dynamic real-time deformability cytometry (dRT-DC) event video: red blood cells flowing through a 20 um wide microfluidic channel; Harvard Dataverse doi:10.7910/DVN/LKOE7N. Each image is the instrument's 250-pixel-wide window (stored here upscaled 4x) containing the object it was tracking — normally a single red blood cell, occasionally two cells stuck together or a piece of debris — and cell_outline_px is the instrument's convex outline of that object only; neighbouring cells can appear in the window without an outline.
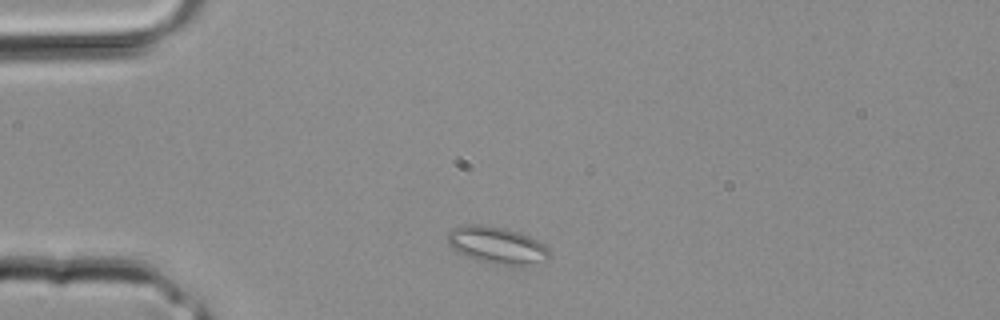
{"species": "common noctule bat (a hibernating species)", "species_latin": "Nyctalus noctula", "temperature_condition": "room temperature", "stored_images_in_passage": 1, "camera_frame_rate_fps": 3000, "um_per_image_px": 0.085, "animal": {"sex": "male", "body_mass_g": 20.4}, "frame": {"image": 1, "passage_image": 1, "time_ms": 0.0, "image_size_px": [1000, 320], "cell_outline_px": [[548, 260], [516, 268], [512, 268], [480, 260], [456, 252], [448, 244], [448, 232], [452, 228], [464, 224], [480, 224], [504, 228], [520, 232], [544, 244], [548, 248]], "centroid_in_image_um": [42.25, 20.86], "position_along_channel_um": 42.8, "area_um2": 22.25}}